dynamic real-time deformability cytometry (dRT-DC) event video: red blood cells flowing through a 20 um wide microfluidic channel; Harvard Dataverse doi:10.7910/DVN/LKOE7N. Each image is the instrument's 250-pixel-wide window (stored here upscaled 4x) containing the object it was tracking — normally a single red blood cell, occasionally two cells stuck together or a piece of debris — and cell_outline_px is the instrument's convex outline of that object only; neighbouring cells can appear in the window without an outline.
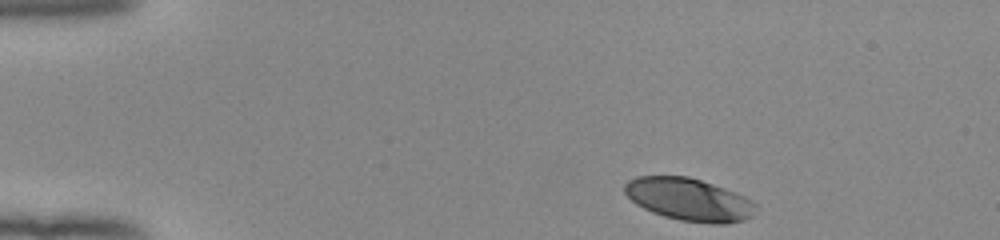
{"species": "human", "species_latin": "Homo sapiens", "temperature_condition": "room temperature", "stored_images_in_passage": 38, "camera_frame_rate_fps": 3000, "um_per_image_px": 0.085, "donor": {"sex": "female"}, "frame": {"image": 1, "passage_image": 1, "time_ms": 0.0, "image_size_px": [1000, 240], "cell_outline_px": [[756, 204], [752, 216], [744, 220], [724, 224], [712, 224], [680, 220], [664, 216], [652, 212], [636, 204], [624, 192], [624, 184], [628, 180], [636, 176], [688, 176], [736, 192], [752, 200]], "centroid_in_image_um": [58.56, 16.96], "position_along_channel_um": 26.4, "area_um2": 32.48}}
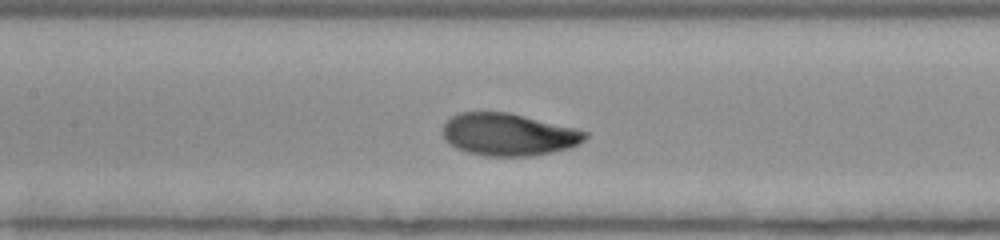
{"frame": {"image": 2, "passage_image": 18, "time_ms": 5.667, "image_size_px": [1000, 240], "cell_outline_px": [[588, 136], [584, 140], [568, 148], [552, 152], [532, 156], [488, 156], [468, 152], [456, 148], [448, 144], [444, 140], [444, 124], [452, 116], [460, 112], [508, 112], [576, 128], [588, 132]], "centroid_in_image_um": [43.21, 11.43], "position_along_channel_um": 164.2, "area_um2": 35.03}}
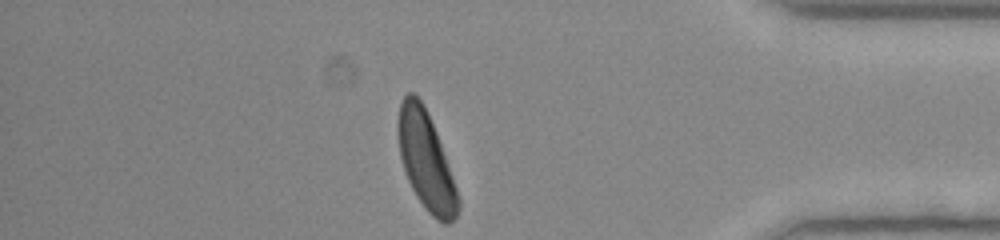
{"frame": {"image": 3, "passage_image": 38, "time_ms": 12.333, "image_size_px": [1000, 240], "cell_outline_px": [[460, 208], [456, 216], [448, 224], [444, 224], [436, 220], [424, 208], [416, 196], [408, 180], [400, 156], [396, 132], [396, 120], [400, 104], [404, 96], [408, 92], [412, 92], [420, 100], [436, 132], [456, 188], [460, 200]], "centroid_in_image_um": [36.17, 13.69], "position_along_channel_um": 399.0, "area_um2": 33.93}, "authors_computed_cell_mechanics": {"area_um2": 34.7378, "velocity_mm_per_s": 3.9381, "shape_relaxation_time_tau1_ms": 2.1679, "shape_relaxation_time_tau2_ms": null, "deformation_change_tau1": 0.1363, "deformation_change_tau2": null}}